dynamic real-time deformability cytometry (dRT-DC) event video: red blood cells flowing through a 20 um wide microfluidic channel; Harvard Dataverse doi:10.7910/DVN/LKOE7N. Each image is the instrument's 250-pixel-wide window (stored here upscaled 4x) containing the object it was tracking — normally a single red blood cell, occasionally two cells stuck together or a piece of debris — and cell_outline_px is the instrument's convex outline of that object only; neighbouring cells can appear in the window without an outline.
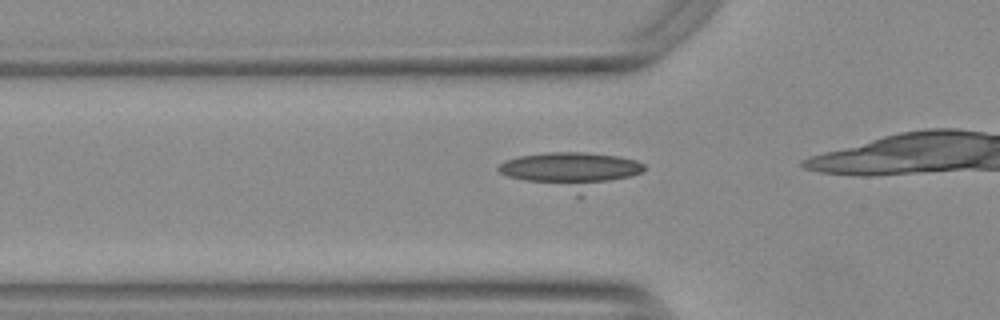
{"species": "Egyptian fruit bat (a non-hibernating species)", "species_latin": "Rousettus aegyptiacus", "temperature_condition": "warm", "stored_images_in_passage": 26, "camera_frame_rate_fps": 3000, "um_per_image_px": 0.085, "animal": {"sex": "female"}, "frame": {"image": 1, "passage_image": 7, "time_ms": 2.0, "image_size_px": [1000, 320], "cell_outline_px": [[644, 168], [640, 172], [632, 176], [580, 196], [576, 196], [508, 176], [500, 172], [496, 168], [504, 160], [520, 156], [544, 152], [584, 152], [620, 156], [636, 160], [644, 164]], "centroid_in_image_um": [48.53, 14.49], "position_along_channel_um": 77.3, "area_um2": 30.81}}
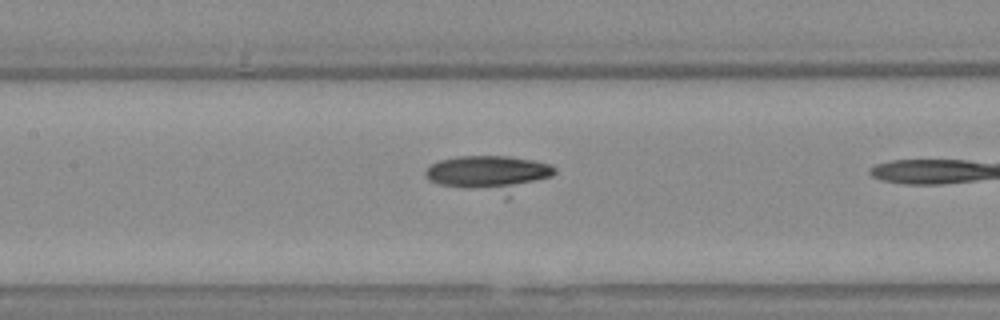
{"frame": {"image": 2, "passage_image": 14, "time_ms": 4.333, "image_size_px": [1000, 320], "cell_outline_px": [[556, 172], [552, 176], [508, 200], [440, 184], [428, 180], [424, 176], [424, 172], [432, 164], [440, 160], [456, 156], [508, 156], [532, 160], [548, 164], [556, 168]], "centroid_in_image_um": [41.64, 14.83], "position_along_channel_um": 165.8, "area_um2": 28.38}}
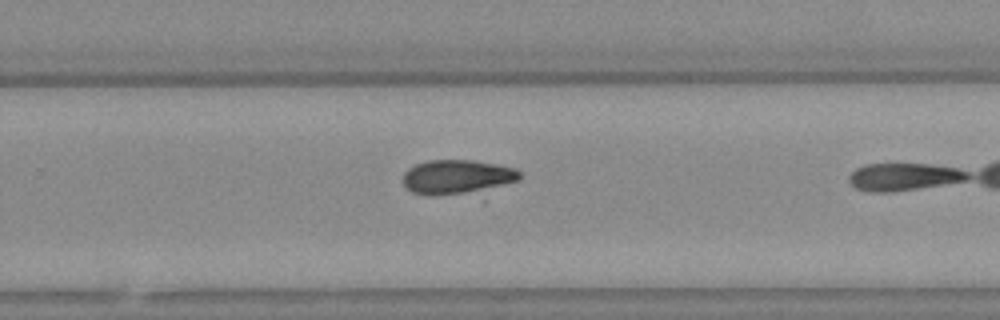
{"frame": {"image": 3, "passage_image": 24, "time_ms": 7.667, "image_size_px": [1000, 320], "cell_outline_px": [[520, 176], [516, 180], [500, 184], [460, 192], [412, 192], [404, 184], [404, 172], [408, 168], [416, 164], [428, 160], [472, 160], [496, 164], [516, 168], [520, 172]], "centroid_in_image_um": [38.81, 14.94], "position_along_channel_um": 291.0, "area_um2": 21.56}}